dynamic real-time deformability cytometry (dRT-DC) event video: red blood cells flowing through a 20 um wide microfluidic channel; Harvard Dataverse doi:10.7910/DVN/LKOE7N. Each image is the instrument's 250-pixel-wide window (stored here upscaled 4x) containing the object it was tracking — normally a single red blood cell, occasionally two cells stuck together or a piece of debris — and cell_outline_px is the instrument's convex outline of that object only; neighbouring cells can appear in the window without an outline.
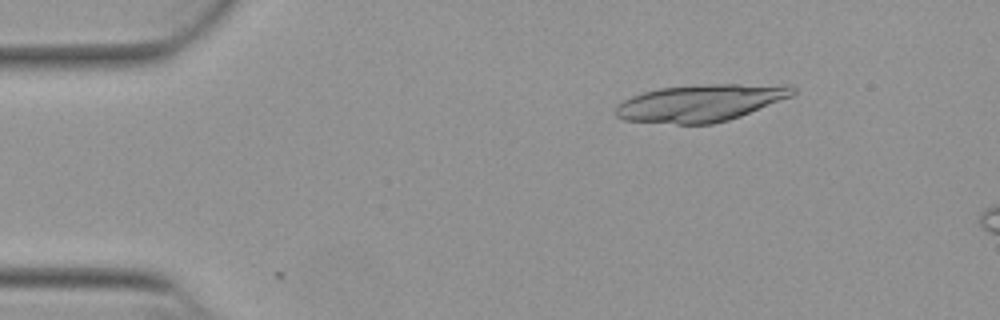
{"species": "Egyptian fruit bat (a non-hibernating species)", "species_latin": "Rousettus aegyptiacus", "temperature_condition": "warm", "stored_images_in_passage": 7, "camera_frame_rate_fps": 3000, "um_per_image_px": 0.085, "animal": {"sex": "female"}, "frame": {"image": 1, "passage_image": 7, "time_ms": 2.0, "image_size_px": [1000, 320], "cell_outline_px": [[796, 92], [792, 96], [740, 116], [728, 120], [712, 124], [676, 124], [624, 120], [616, 116], [616, 108], [624, 100], [632, 96], [644, 92], [660, 88], [712, 84], [792, 84], [796, 88]], "centroid_in_image_um": [59.61, 8.74], "position_along_channel_um": 25.4, "area_um2": 38.21}}